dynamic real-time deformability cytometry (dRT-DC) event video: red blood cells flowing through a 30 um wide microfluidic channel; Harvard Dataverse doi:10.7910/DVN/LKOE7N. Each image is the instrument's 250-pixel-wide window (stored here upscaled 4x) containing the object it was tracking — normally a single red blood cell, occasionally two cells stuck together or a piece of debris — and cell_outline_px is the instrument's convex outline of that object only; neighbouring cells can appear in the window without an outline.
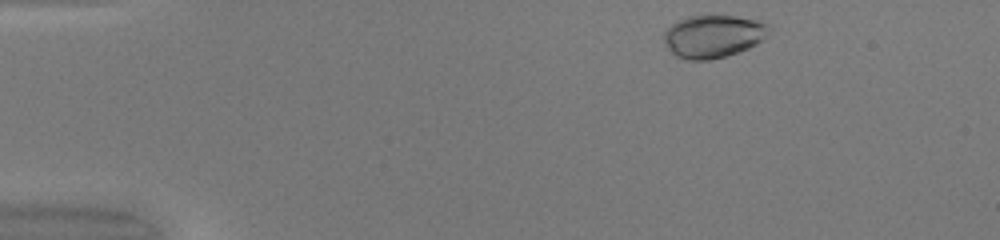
{"species": "common noctule bat (a hibernating species)", "species_latin": "Nyctalus noctula", "temperature_condition": "warm", "stored_images_in_passage": 43, "camera_frame_rate_fps": 3000, "um_per_image_px": 0.085, "animal": {"sex": "female", "body_mass_g": 20.0, "forearm_length_mm": 54.0}, "frame": {"image": 1, "passage_image": 1, "time_ms": 0.0, "image_size_px": [1000, 240], "cell_outline_px": [[768, 28], [764, 40], [748, 48], [724, 56], [708, 60], [688, 60], [676, 56], [668, 48], [664, 40], [664, 32], [676, 20], [688, 16], [712, 12], [736, 16], [756, 20], [768, 24]], "centroid_in_image_um": [60.59, 3.03], "position_along_channel_um": 24.4, "area_um2": 26.59}}
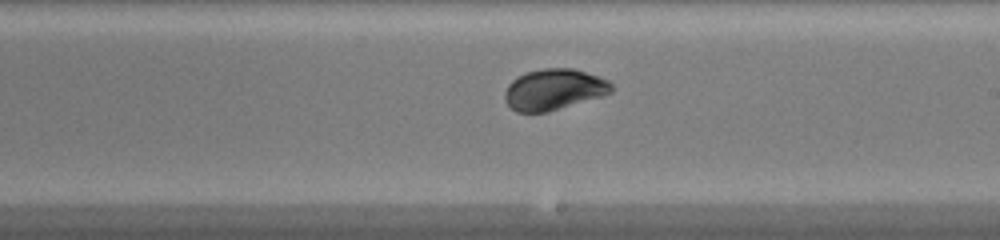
{"frame": {"image": 2, "passage_image": 23, "time_ms": 7.333, "image_size_px": [1000, 240], "cell_outline_px": [[612, 92], [600, 96], [548, 112], [516, 112], [504, 100], [504, 92], [508, 84], [516, 76], [524, 72], [544, 68], [572, 68], [608, 80], [612, 84]], "centroid_in_image_um": [47.03, 7.6], "position_along_channel_um": 242.0, "area_um2": 25.37}}
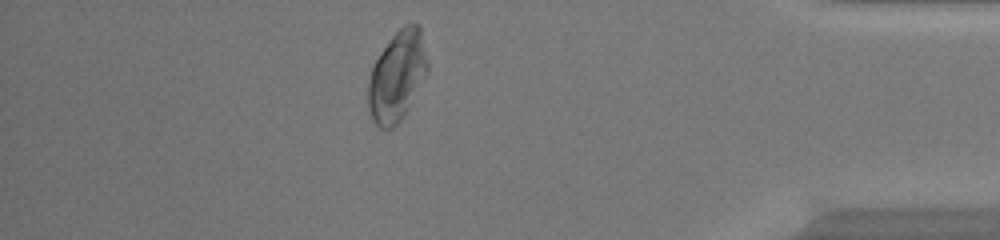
{"frame": {"image": 3, "passage_image": 37, "time_ms": 12.0, "image_size_px": [1000, 240], "cell_outline_px": [[428, 72], [408, 108], [400, 120], [392, 128], [380, 128], [372, 120], [368, 108], [368, 80], [372, 68], [380, 52], [388, 40], [404, 24], [420, 24], [428, 60]], "centroid_in_image_um": [33.76, 6.45], "position_along_channel_um": 401.4, "area_um2": 31.15}, "authors_computed_cell_mechanics": {"area_um2": 25.432, "velocity_mm_per_s": 4.183, "shape_relaxation_time_tau1_ms": 1.7078, "shape_relaxation_time_tau2_ms": null, "deformation_change_tau1": 0.0764, "deformation_change_tau2": null}}